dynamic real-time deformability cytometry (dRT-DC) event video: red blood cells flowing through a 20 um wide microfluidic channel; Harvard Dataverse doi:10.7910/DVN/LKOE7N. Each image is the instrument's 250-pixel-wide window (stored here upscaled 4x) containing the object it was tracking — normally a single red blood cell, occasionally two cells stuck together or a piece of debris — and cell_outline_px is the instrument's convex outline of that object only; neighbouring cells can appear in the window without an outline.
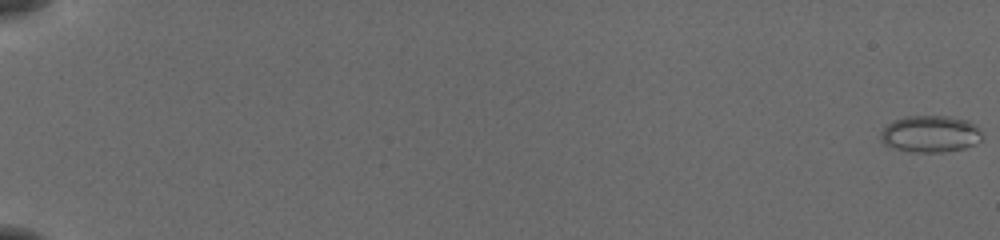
{"species": "common noctule bat (a hibernating species)", "species_latin": "Nyctalus noctula", "temperature_condition": "cold", "stored_images_in_passage": 56, "camera_frame_rate_fps": 3000, "um_per_image_px": 0.085, "animal": {"sex": "female", "body_mass_g": 19.5, "forearm_length_mm": 54.1}, "frame": {"image": 1, "passage_image": 1, "time_ms": 0.0, "image_size_px": [1000, 240], "cell_outline_px": [[980, 140], [976, 144], [964, 148], [940, 152], [912, 152], [892, 148], [884, 144], [880, 140], [880, 132], [888, 124], [896, 120], [908, 116], [948, 116], [968, 120], [980, 132]], "centroid_in_image_um": [79.03, 11.39], "position_along_channel_um": 6.0, "area_um2": 21.56}}
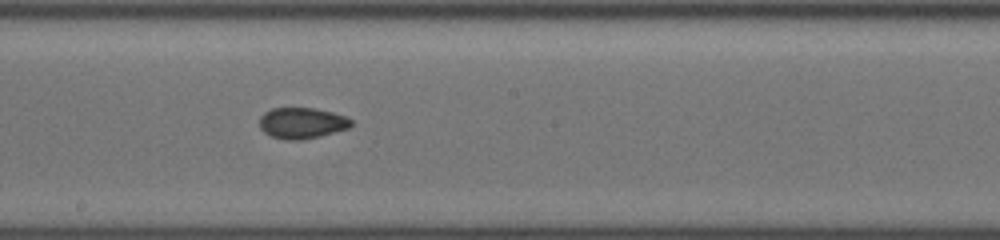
{"frame": {"image": 2, "passage_image": 34, "time_ms": 11.0, "image_size_px": [1000, 240], "cell_outline_px": [[352, 124], [348, 128], [320, 136], [300, 140], [288, 140], [272, 136], [264, 132], [260, 128], [260, 116], [264, 112], [272, 108], [316, 108], [332, 112], [344, 116], [352, 120]], "centroid_in_image_um": [25.65, 10.45], "position_along_channel_um": 222.6, "area_um2": 16.47}}
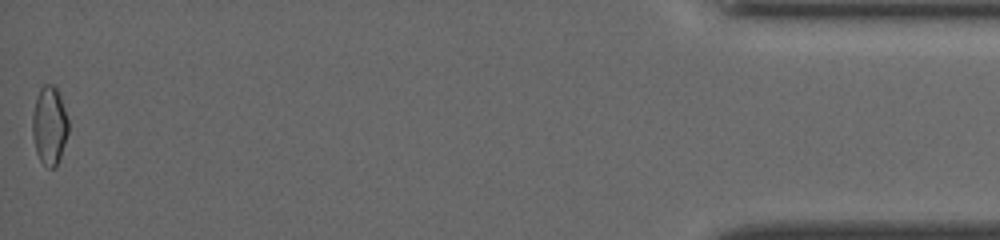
{"frame": {"image": 3, "passage_image": 56, "time_ms": 18.333, "image_size_px": [1000, 240], "cell_outline_px": [[68, 132], [56, 168], [48, 168], [40, 160], [36, 152], [32, 136], [32, 116], [36, 96], [40, 88], [44, 84], [56, 84], [68, 120]], "centroid_in_image_um": [4.18, 10.65], "position_along_channel_um": 431.0, "area_um2": 16.53}, "authors_computed_cell_mechanics": {"area_um2": 16.7331, "velocity_mm_per_s": 3.912, "shape_relaxation_time_tau1_ms": null, "shape_relaxation_time_tau2_ms": 1.5986, "deformation_change_tau1": null, "deformation_change_tau2": 0.057}}